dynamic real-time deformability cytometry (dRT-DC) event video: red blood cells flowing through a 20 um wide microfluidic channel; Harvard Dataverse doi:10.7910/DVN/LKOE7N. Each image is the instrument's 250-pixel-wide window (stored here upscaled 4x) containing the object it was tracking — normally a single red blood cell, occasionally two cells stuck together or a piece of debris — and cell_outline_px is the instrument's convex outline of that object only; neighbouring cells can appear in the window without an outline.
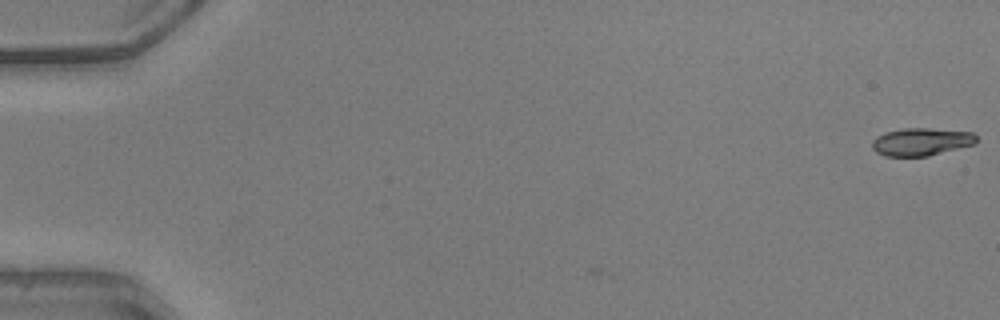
{"species": "common noctule bat (a hibernating species)", "species_latin": "Nyctalus noctula", "temperature_condition": "warm", "stored_images_in_passage": 51, "camera_frame_rate_fps": 3000, "um_per_image_px": 0.085, "animal": {"sex": "male", "body_mass_g": 20.5, "forearm_length_mm": 52.5}, "frame": {"image": 1, "passage_image": 1, "time_ms": 0.0, "image_size_px": [1000, 320], "cell_outline_px": [[976, 144], [928, 156], [884, 156], [876, 152], [872, 148], [872, 140], [876, 136], [884, 132], [904, 128], [928, 128], [972, 132], [976, 136]], "centroid_in_image_um": [78.28, 12.05], "position_along_channel_um": 6.7, "area_um2": 16.94}}
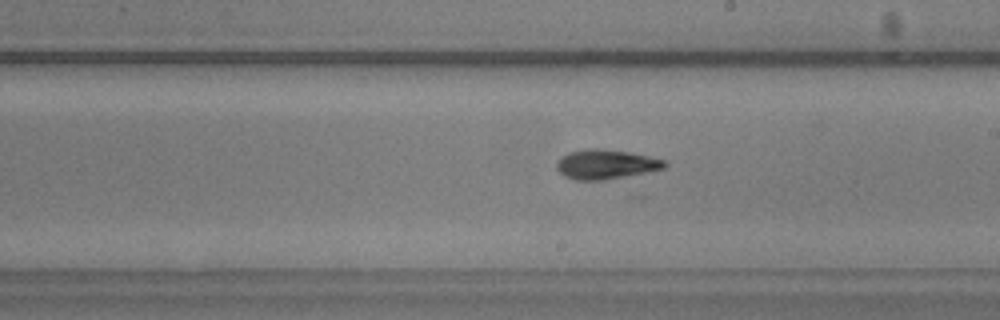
{"frame": {"image": 2, "passage_image": 30, "time_ms": 9.667, "image_size_px": [1000, 320], "cell_outline_px": [[668, 164], [664, 168], [604, 180], [576, 180], [564, 176], [556, 168], [556, 164], [568, 152], [588, 148], [596, 148], [628, 152], [668, 160]], "centroid_in_image_um": [51.5, 13.96], "position_along_channel_um": 237.5, "area_um2": 18.32}}
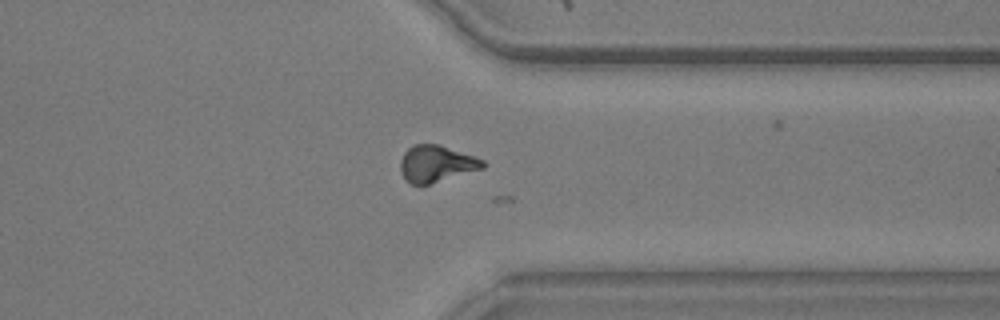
{"frame": {"image": 3, "passage_image": 40, "time_ms": 13.0, "image_size_px": [1000, 320], "cell_outline_px": [[488, 164], [484, 168], [428, 184], [412, 184], [404, 180], [400, 172], [400, 160], [404, 152], [412, 144], [440, 144], [476, 156], [484, 160]], "centroid_in_image_um": [37.09, 13.9], "position_along_channel_um": 374.3, "area_um2": 17.86}}